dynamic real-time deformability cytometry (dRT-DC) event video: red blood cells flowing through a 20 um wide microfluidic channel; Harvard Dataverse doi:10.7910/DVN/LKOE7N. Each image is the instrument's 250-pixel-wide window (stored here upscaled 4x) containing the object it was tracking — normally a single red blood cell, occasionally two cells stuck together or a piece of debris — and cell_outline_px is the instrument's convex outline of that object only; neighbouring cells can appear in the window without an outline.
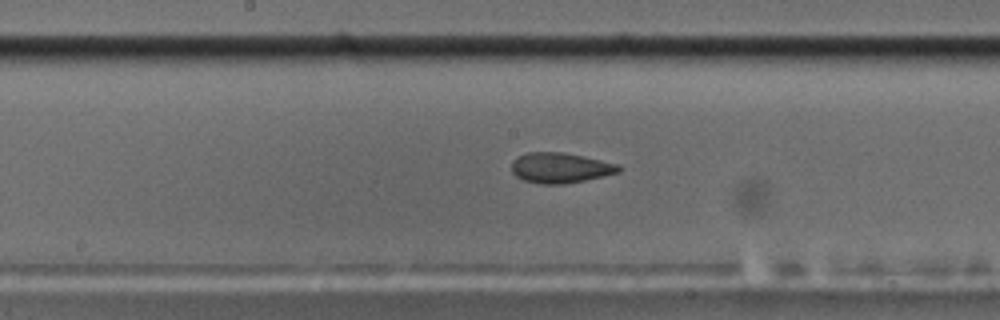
{"species": "common noctule bat (a hibernating species)", "species_latin": "Nyctalus noctula", "temperature_condition": "cold", "stored_images_in_passage": 50, "camera_frame_rate_fps": 3000, "um_per_image_px": 0.085, "animal": {"sex": "male", "body_mass_g": 17.5, "forearm_length_mm": 52.3}, "frame": {"image": 1, "passage_image": 23, "time_ms": 7.333, "image_size_px": [1000, 320], "cell_outline_px": [[620, 172], [584, 180], [564, 184], [540, 184], [524, 180], [516, 176], [512, 172], [512, 160], [528, 152], [564, 152], [600, 160], [616, 164], [620, 168]], "centroid_in_image_um": [47.58, 14.27], "position_along_channel_um": 200.6, "area_um2": 18.67}}
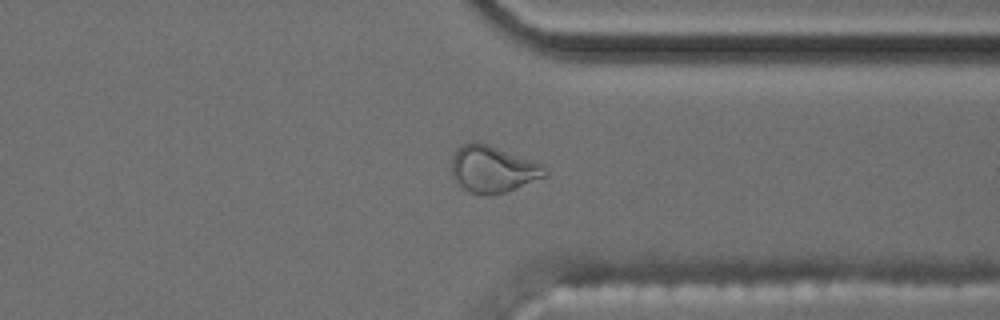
{"frame": {"image": 2, "passage_image": 37, "time_ms": 12.0, "image_size_px": [1000, 320], "cell_outline_px": [[548, 176], [504, 192], [492, 196], [488, 196], [472, 192], [456, 184], [452, 176], [452, 156], [456, 148], [472, 140], [476, 140], [488, 144], [540, 164], [548, 172]], "centroid_in_image_um": [41.84, 14.37], "position_along_channel_um": 369.6, "area_um2": 25.37}}
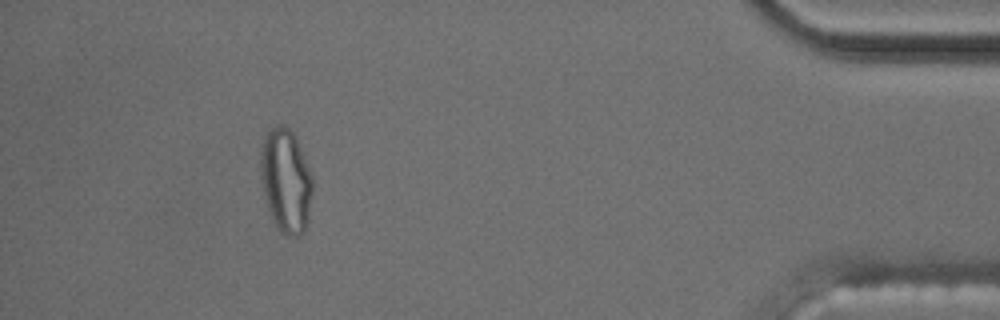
{"frame": {"image": 3, "passage_image": 45, "time_ms": 14.667, "image_size_px": [1000, 320], "cell_outline_px": [[312, 192], [308, 220], [304, 232], [300, 236], [288, 236], [276, 228], [272, 220], [264, 196], [260, 176], [260, 152], [264, 136], [276, 124], [284, 124], [296, 136], [312, 176]], "centroid_in_image_um": [24.29, 15.36], "position_along_channel_um": 410.9, "area_um2": 31.79}, "authors_computed_cell_mechanics": {"area_um2": 19.363, "velocity_mm_per_s": 3.6341, "shape_relaxation_time_tau1_ms": null, "shape_relaxation_time_tau2_ms": 2.4182, "deformation_change_tau1": null, "deformation_change_tau2": 0.0743}}